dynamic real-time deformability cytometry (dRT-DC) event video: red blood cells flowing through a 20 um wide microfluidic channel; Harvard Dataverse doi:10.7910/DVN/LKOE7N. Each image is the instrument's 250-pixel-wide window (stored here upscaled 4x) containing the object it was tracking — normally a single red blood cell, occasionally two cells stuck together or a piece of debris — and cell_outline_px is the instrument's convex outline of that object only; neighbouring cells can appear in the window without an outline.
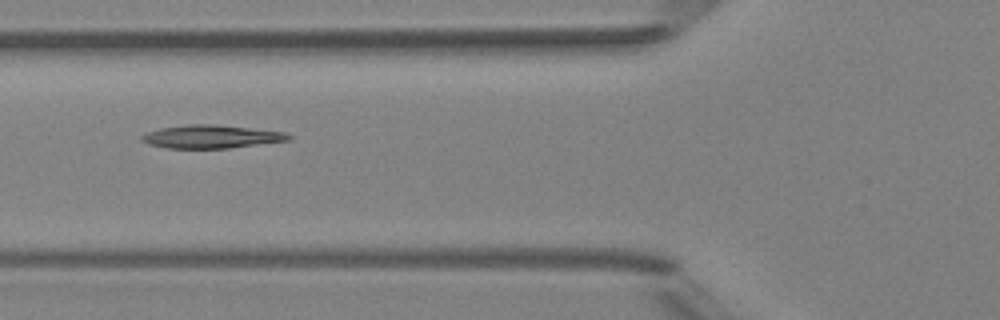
{"species": "Egyptian fruit bat (a non-hibernating species)", "species_latin": "Rousettus aegyptiacus", "temperature_condition": "room temperature", "stored_images_in_passage": 6, "camera_frame_rate_fps": 3000, "um_per_image_px": 0.085, "animal": {"sex": "female"}, "frame": {"image": 1, "passage_image": 6, "time_ms": 6.0, "image_size_px": [1000, 320], "cell_outline_px": [[292, 140], [228, 148], [164, 148], [148, 144], [140, 140], [140, 136], [148, 132], [160, 128], [188, 124], [212, 124], [284, 132], [292, 136]], "centroid_in_image_um": [17.92, 11.62], "position_along_channel_um": 107.9, "area_um2": 19.77}}